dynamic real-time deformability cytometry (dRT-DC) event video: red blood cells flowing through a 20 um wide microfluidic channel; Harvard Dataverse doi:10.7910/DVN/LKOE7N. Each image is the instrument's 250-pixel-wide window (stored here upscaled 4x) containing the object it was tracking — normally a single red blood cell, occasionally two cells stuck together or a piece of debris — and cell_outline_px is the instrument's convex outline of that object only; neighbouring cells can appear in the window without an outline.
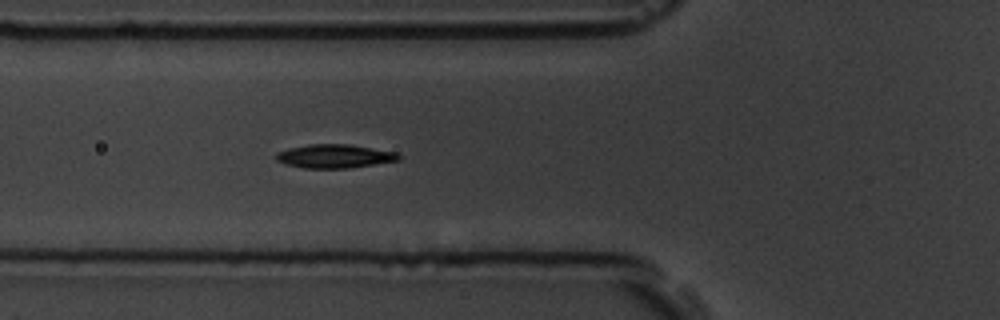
{"species": "common noctule bat (a hibernating species)", "species_latin": "Nyctalus noctula", "temperature_condition": "room temperature", "stored_images_in_passage": 5, "camera_frame_rate_fps": 3000, "um_per_image_px": 0.085, "animal": {"sex": "male", "body_mass_g": 19.5, "forearm_length_mm": 54.6}, "frame": {"image": 1, "passage_image": 5, "time_ms": 4.667, "image_size_px": [1000, 320], "cell_outline_px": [[400, 160], [348, 168], [304, 168], [288, 164], [276, 160], [272, 156], [276, 152], [288, 148], [308, 144], [348, 144], [396, 152], [400, 156]], "centroid_in_image_um": [28.39, 13.27], "position_along_channel_um": 97.4, "area_um2": 16.88}}